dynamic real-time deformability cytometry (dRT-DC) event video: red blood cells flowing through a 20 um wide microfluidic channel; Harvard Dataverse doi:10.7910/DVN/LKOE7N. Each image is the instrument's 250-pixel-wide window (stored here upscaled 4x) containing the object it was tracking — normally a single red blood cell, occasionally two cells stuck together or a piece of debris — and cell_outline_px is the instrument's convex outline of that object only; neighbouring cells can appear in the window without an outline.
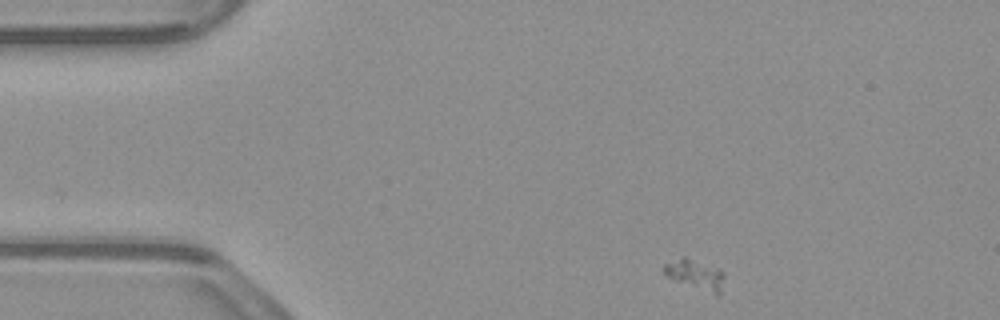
{"species": "common noctule bat (a hibernating species)", "species_latin": "Nyctalus noctula", "temperature_condition": "warm", "stored_images_in_passage": 48, "camera_frame_rate_fps": 3000, "um_per_image_px": 0.085, "animal": {"sex": "male", "body_mass_g": 23.1, "forearm_length_mm": 52.7}, "frame": {"image": 1, "passage_image": 1, "time_ms": 0.0, "image_size_px": [1000, 320], "cell_outline_px": [[724, 276], [720, 296], [716, 296], [676, 280], [668, 276], [664, 272], [664, 264], [684, 256], [688, 256], [720, 268], [724, 272]], "centroid_in_image_um": [59.18, 23.32], "position_along_channel_um": 25.8, "area_um2": 10.69}}
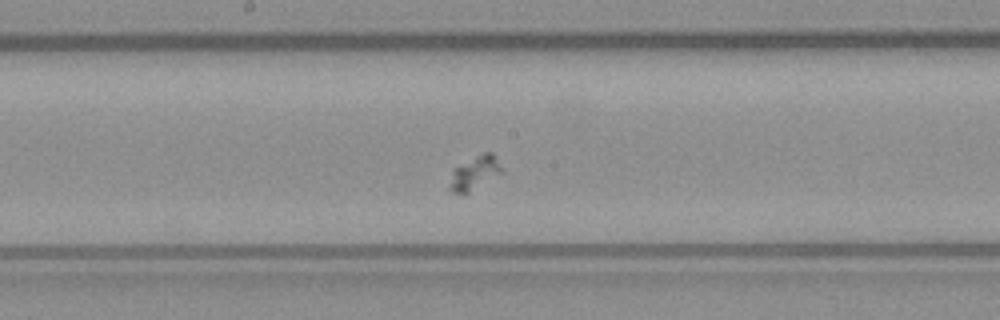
{"frame": {"image": 2, "passage_image": 21, "time_ms": 6.667, "image_size_px": [1000, 320], "cell_outline_px": [[504, 172], [468, 192], [452, 192], [448, 188], [452, 172], [456, 168], [476, 156], [484, 152], [492, 152], [496, 156], [504, 168]], "centroid_in_image_um": [40.41, 14.68], "position_along_channel_um": 207.8, "area_um2": 10.0}}
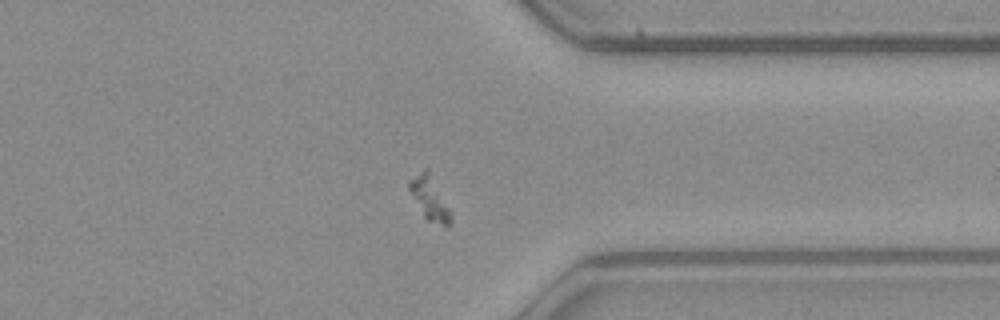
{"frame": {"image": 3, "passage_image": 35, "time_ms": 11.333, "image_size_px": [1000, 320], "cell_outline_px": [[452, 224], [448, 228], [444, 228], [428, 220], [424, 216], [412, 196], [408, 188], [408, 180], [424, 168], [428, 168], [452, 212]], "centroid_in_image_um": [36.57, 16.89], "position_along_channel_um": 374.8, "area_um2": 10.81}}